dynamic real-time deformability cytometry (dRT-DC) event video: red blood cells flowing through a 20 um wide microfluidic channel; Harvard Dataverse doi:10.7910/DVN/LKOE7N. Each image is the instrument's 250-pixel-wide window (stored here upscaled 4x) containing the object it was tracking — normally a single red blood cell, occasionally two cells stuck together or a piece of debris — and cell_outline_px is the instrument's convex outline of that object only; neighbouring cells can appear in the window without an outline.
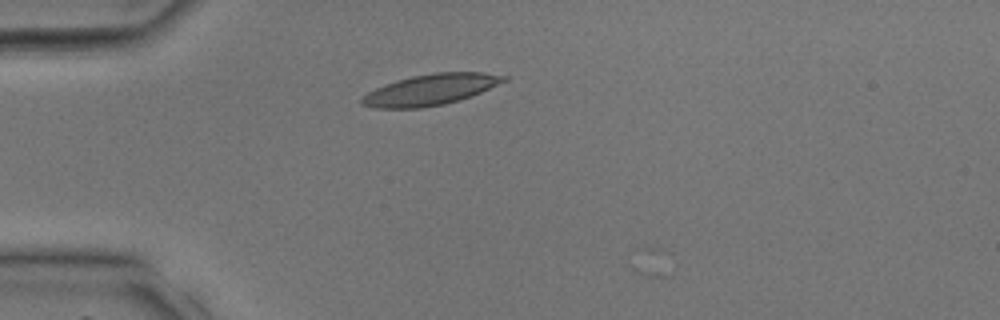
{"species": "common noctule bat (a hibernating species)", "species_latin": "Nyctalus noctula", "temperature_condition": "room temperature", "stored_images_in_passage": 24, "camera_frame_rate_fps": 3000, "um_per_image_px": 0.085, "animal": {"sex": "male", "body_mass_g": 17.9, "forearm_length_mm": 54.2}, "frame": {"image": 1, "passage_image": 1, "time_ms": 0.0, "image_size_px": [1000, 320], "cell_outline_px": [[508, 80], [480, 92], [444, 104], [420, 108], [376, 108], [360, 104], [360, 96], [384, 84], [396, 80], [412, 76], [436, 72], [484, 72], [508, 76]], "centroid_in_image_um": [36.56, 7.61], "position_along_channel_um": 48.4, "area_um2": 25.49}}
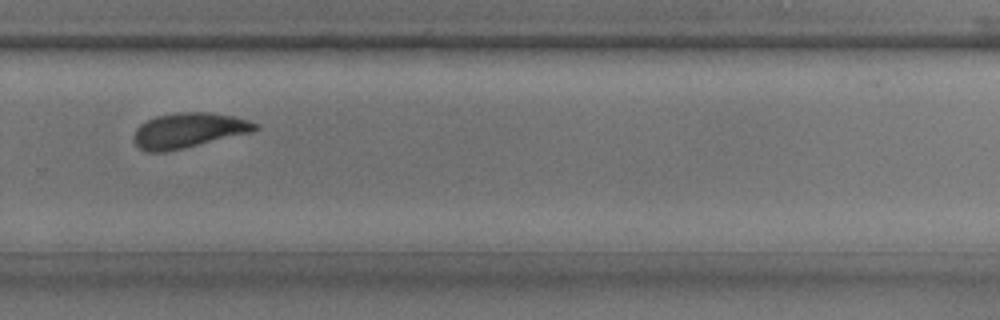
{"frame": {"image": 2, "passage_image": 17, "time_ms": 5.333, "image_size_px": [1000, 320], "cell_outline_px": [[260, 128], [252, 132], [184, 148], [164, 152], [148, 152], [140, 148], [132, 140], [132, 136], [136, 128], [140, 124], [156, 116], [180, 112], [204, 112], [232, 116], [248, 120], [260, 124]], "centroid_in_image_um": [16.02, 11.08], "position_along_channel_um": 313.8, "area_um2": 24.74}}
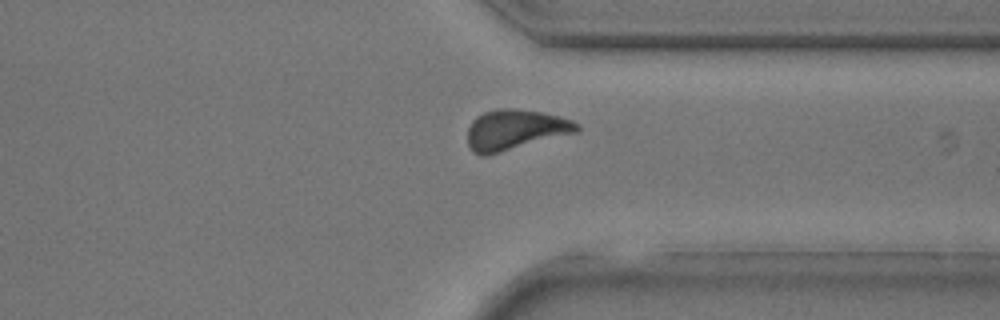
{"frame": {"image": 3, "passage_image": 20, "time_ms": 6.333, "image_size_px": [1000, 320], "cell_outline_px": [[580, 128], [576, 132], [484, 156], [480, 156], [472, 152], [468, 148], [468, 128], [472, 120], [476, 116], [484, 112], [500, 108], [512, 108], [540, 112], [560, 116], [572, 120], [580, 124]], "centroid_in_image_um": [43.75, 11.02], "position_along_channel_um": 367.7, "area_um2": 25.55}}